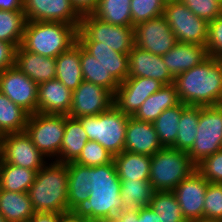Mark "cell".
Returning a JSON list of instances; mask_svg holds the SVG:
<instances>
[{"mask_svg": "<svg viewBox=\"0 0 222 222\" xmlns=\"http://www.w3.org/2000/svg\"><path fill=\"white\" fill-rule=\"evenodd\" d=\"M91 192L89 198L80 202L70 215L90 222H110L122 212L120 197L121 180L114 160L111 163L90 167Z\"/></svg>", "mask_w": 222, "mask_h": 222, "instance_id": "obj_1", "label": "cell"}, {"mask_svg": "<svg viewBox=\"0 0 222 222\" xmlns=\"http://www.w3.org/2000/svg\"><path fill=\"white\" fill-rule=\"evenodd\" d=\"M180 101L193 106L222 104V59L208 57L174 78Z\"/></svg>", "mask_w": 222, "mask_h": 222, "instance_id": "obj_2", "label": "cell"}, {"mask_svg": "<svg viewBox=\"0 0 222 222\" xmlns=\"http://www.w3.org/2000/svg\"><path fill=\"white\" fill-rule=\"evenodd\" d=\"M27 193L35 212L68 215V163H47L37 171Z\"/></svg>", "mask_w": 222, "mask_h": 222, "instance_id": "obj_3", "label": "cell"}, {"mask_svg": "<svg viewBox=\"0 0 222 222\" xmlns=\"http://www.w3.org/2000/svg\"><path fill=\"white\" fill-rule=\"evenodd\" d=\"M79 25L26 21L21 46L41 56L56 58L77 42Z\"/></svg>", "mask_w": 222, "mask_h": 222, "instance_id": "obj_4", "label": "cell"}, {"mask_svg": "<svg viewBox=\"0 0 222 222\" xmlns=\"http://www.w3.org/2000/svg\"><path fill=\"white\" fill-rule=\"evenodd\" d=\"M80 45H106L119 53H129L135 46L134 26L105 22L92 13L82 15L77 29Z\"/></svg>", "mask_w": 222, "mask_h": 222, "instance_id": "obj_5", "label": "cell"}, {"mask_svg": "<svg viewBox=\"0 0 222 222\" xmlns=\"http://www.w3.org/2000/svg\"><path fill=\"white\" fill-rule=\"evenodd\" d=\"M129 117L113 104L107 111L98 115L77 119L81 122L89 140L97 141L115 156L124 151Z\"/></svg>", "mask_w": 222, "mask_h": 222, "instance_id": "obj_6", "label": "cell"}, {"mask_svg": "<svg viewBox=\"0 0 222 222\" xmlns=\"http://www.w3.org/2000/svg\"><path fill=\"white\" fill-rule=\"evenodd\" d=\"M194 170L188 152L163 147L151 156L149 182L154 191H173Z\"/></svg>", "mask_w": 222, "mask_h": 222, "instance_id": "obj_7", "label": "cell"}, {"mask_svg": "<svg viewBox=\"0 0 222 222\" xmlns=\"http://www.w3.org/2000/svg\"><path fill=\"white\" fill-rule=\"evenodd\" d=\"M24 131L48 160H56L60 153L65 132V115L30 114Z\"/></svg>", "mask_w": 222, "mask_h": 222, "instance_id": "obj_8", "label": "cell"}, {"mask_svg": "<svg viewBox=\"0 0 222 222\" xmlns=\"http://www.w3.org/2000/svg\"><path fill=\"white\" fill-rule=\"evenodd\" d=\"M194 145L188 151L196 166L203 159L222 150V104L202 106Z\"/></svg>", "mask_w": 222, "mask_h": 222, "instance_id": "obj_9", "label": "cell"}, {"mask_svg": "<svg viewBox=\"0 0 222 222\" xmlns=\"http://www.w3.org/2000/svg\"><path fill=\"white\" fill-rule=\"evenodd\" d=\"M163 16L176 36L177 42L206 46L208 22L196 16L181 1L165 4Z\"/></svg>", "mask_w": 222, "mask_h": 222, "instance_id": "obj_10", "label": "cell"}, {"mask_svg": "<svg viewBox=\"0 0 222 222\" xmlns=\"http://www.w3.org/2000/svg\"><path fill=\"white\" fill-rule=\"evenodd\" d=\"M46 158L25 131L6 134L0 138V163H9L37 172L47 164Z\"/></svg>", "mask_w": 222, "mask_h": 222, "instance_id": "obj_11", "label": "cell"}, {"mask_svg": "<svg viewBox=\"0 0 222 222\" xmlns=\"http://www.w3.org/2000/svg\"><path fill=\"white\" fill-rule=\"evenodd\" d=\"M134 39L135 46L158 56L166 54L177 43L163 15L135 25Z\"/></svg>", "mask_w": 222, "mask_h": 222, "instance_id": "obj_12", "label": "cell"}, {"mask_svg": "<svg viewBox=\"0 0 222 222\" xmlns=\"http://www.w3.org/2000/svg\"><path fill=\"white\" fill-rule=\"evenodd\" d=\"M0 91L29 114L37 113L38 85L17 67L0 73Z\"/></svg>", "mask_w": 222, "mask_h": 222, "instance_id": "obj_13", "label": "cell"}, {"mask_svg": "<svg viewBox=\"0 0 222 222\" xmlns=\"http://www.w3.org/2000/svg\"><path fill=\"white\" fill-rule=\"evenodd\" d=\"M23 12L27 21L60 22L79 25L82 15L72 0H23Z\"/></svg>", "mask_w": 222, "mask_h": 222, "instance_id": "obj_14", "label": "cell"}, {"mask_svg": "<svg viewBox=\"0 0 222 222\" xmlns=\"http://www.w3.org/2000/svg\"><path fill=\"white\" fill-rule=\"evenodd\" d=\"M114 95L104 87L82 81L73 91L68 116L79 118L94 116L107 111L113 105Z\"/></svg>", "mask_w": 222, "mask_h": 222, "instance_id": "obj_15", "label": "cell"}, {"mask_svg": "<svg viewBox=\"0 0 222 222\" xmlns=\"http://www.w3.org/2000/svg\"><path fill=\"white\" fill-rule=\"evenodd\" d=\"M163 86L164 84L156 79L128 77L119 84L113 104L124 114L134 116L142 103Z\"/></svg>", "mask_w": 222, "mask_h": 222, "instance_id": "obj_16", "label": "cell"}, {"mask_svg": "<svg viewBox=\"0 0 222 222\" xmlns=\"http://www.w3.org/2000/svg\"><path fill=\"white\" fill-rule=\"evenodd\" d=\"M208 181L194 170L172 191L187 222L203 220L205 192Z\"/></svg>", "mask_w": 222, "mask_h": 222, "instance_id": "obj_17", "label": "cell"}, {"mask_svg": "<svg viewBox=\"0 0 222 222\" xmlns=\"http://www.w3.org/2000/svg\"><path fill=\"white\" fill-rule=\"evenodd\" d=\"M128 77H145L160 81L164 85L174 82L162 56L134 46L128 54Z\"/></svg>", "mask_w": 222, "mask_h": 222, "instance_id": "obj_18", "label": "cell"}, {"mask_svg": "<svg viewBox=\"0 0 222 222\" xmlns=\"http://www.w3.org/2000/svg\"><path fill=\"white\" fill-rule=\"evenodd\" d=\"M162 148L153 123L129 117L124 151L153 156Z\"/></svg>", "mask_w": 222, "mask_h": 222, "instance_id": "obj_19", "label": "cell"}, {"mask_svg": "<svg viewBox=\"0 0 222 222\" xmlns=\"http://www.w3.org/2000/svg\"><path fill=\"white\" fill-rule=\"evenodd\" d=\"M73 91L57 79L38 85L37 113L68 115Z\"/></svg>", "mask_w": 222, "mask_h": 222, "instance_id": "obj_20", "label": "cell"}, {"mask_svg": "<svg viewBox=\"0 0 222 222\" xmlns=\"http://www.w3.org/2000/svg\"><path fill=\"white\" fill-rule=\"evenodd\" d=\"M15 67L37 85L56 79V59L25 50L21 45L15 52Z\"/></svg>", "mask_w": 222, "mask_h": 222, "instance_id": "obj_21", "label": "cell"}, {"mask_svg": "<svg viewBox=\"0 0 222 222\" xmlns=\"http://www.w3.org/2000/svg\"><path fill=\"white\" fill-rule=\"evenodd\" d=\"M207 58L206 46L184 42H177L172 49L162 56L173 78L200 65Z\"/></svg>", "mask_w": 222, "mask_h": 222, "instance_id": "obj_22", "label": "cell"}, {"mask_svg": "<svg viewBox=\"0 0 222 222\" xmlns=\"http://www.w3.org/2000/svg\"><path fill=\"white\" fill-rule=\"evenodd\" d=\"M175 85H164L160 90L151 94L133 116L138 120L153 123L165 110L180 104Z\"/></svg>", "mask_w": 222, "mask_h": 222, "instance_id": "obj_23", "label": "cell"}, {"mask_svg": "<svg viewBox=\"0 0 222 222\" xmlns=\"http://www.w3.org/2000/svg\"><path fill=\"white\" fill-rule=\"evenodd\" d=\"M81 45L78 41L56 59V79L74 91L83 81L81 70Z\"/></svg>", "mask_w": 222, "mask_h": 222, "instance_id": "obj_24", "label": "cell"}, {"mask_svg": "<svg viewBox=\"0 0 222 222\" xmlns=\"http://www.w3.org/2000/svg\"><path fill=\"white\" fill-rule=\"evenodd\" d=\"M88 135L77 118L65 115V132L58 158L60 163L75 161L88 141Z\"/></svg>", "mask_w": 222, "mask_h": 222, "instance_id": "obj_25", "label": "cell"}, {"mask_svg": "<svg viewBox=\"0 0 222 222\" xmlns=\"http://www.w3.org/2000/svg\"><path fill=\"white\" fill-rule=\"evenodd\" d=\"M120 84L128 78L129 53H119L106 45H81Z\"/></svg>", "mask_w": 222, "mask_h": 222, "instance_id": "obj_26", "label": "cell"}, {"mask_svg": "<svg viewBox=\"0 0 222 222\" xmlns=\"http://www.w3.org/2000/svg\"><path fill=\"white\" fill-rule=\"evenodd\" d=\"M0 214L7 222H25L35 214L27 192L0 190Z\"/></svg>", "mask_w": 222, "mask_h": 222, "instance_id": "obj_27", "label": "cell"}, {"mask_svg": "<svg viewBox=\"0 0 222 222\" xmlns=\"http://www.w3.org/2000/svg\"><path fill=\"white\" fill-rule=\"evenodd\" d=\"M120 180H149L151 156L122 151L114 156Z\"/></svg>", "mask_w": 222, "mask_h": 222, "instance_id": "obj_28", "label": "cell"}, {"mask_svg": "<svg viewBox=\"0 0 222 222\" xmlns=\"http://www.w3.org/2000/svg\"><path fill=\"white\" fill-rule=\"evenodd\" d=\"M90 167L76 162L68 163V215L91 192Z\"/></svg>", "mask_w": 222, "mask_h": 222, "instance_id": "obj_29", "label": "cell"}, {"mask_svg": "<svg viewBox=\"0 0 222 222\" xmlns=\"http://www.w3.org/2000/svg\"><path fill=\"white\" fill-rule=\"evenodd\" d=\"M154 190L149 180H121L122 211L149 206Z\"/></svg>", "mask_w": 222, "mask_h": 222, "instance_id": "obj_30", "label": "cell"}, {"mask_svg": "<svg viewBox=\"0 0 222 222\" xmlns=\"http://www.w3.org/2000/svg\"><path fill=\"white\" fill-rule=\"evenodd\" d=\"M29 113L13 103L0 91V137L10 133L23 132Z\"/></svg>", "mask_w": 222, "mask_h": 222, "instance_id": "obj_31", "label": "cell"}, {"mask_svg": "<svg viewBox=\"0 0 222 222\" xmlns=\"http://www.w3.org/2000/svg\"><path fill=\"white\" fill-rule=\"evenodd\" d=\"M92 14L112 25L132 26L131 0H99Z\"/></svg>", "mask_w": 222, "mask_h": 222, "instance_id": "obj_32", "label": "cell"}, {"mask_svg": "<svg viewBox=\"0 0 222 222\" xmlns=\"http://www.w3.org/2000/svg\"><path fill=\"white\" fill-rule=\"evenodd\" d=\"M201 108L202 106L193 105L184 107L178 124L176 142L172 148L188 152L194 145Z\"/></svg>", "mask_w": 222, "mask_h": 222, "instance_id": "obj_33", "label": "cell"}, {"mask_svg": "<svg viewBox=\"0 0 222 222\" xmlns=\"http://www.w3.org/2000/svg\"><path fill=\"white\" fill-rule=\"evenodd\" d=\"M80 60L83 80L100 85L114 95L119 87V83L110 73H107L99 61L90 55L82 46Z\"/></svg>", "mask_w": 222, "mask_h": 222, "instance_id": "obj_34", "label": "cell"}, {"mask_svg": "<svg viewBox=\"0 0 222 222\" xmlns=\"http://www.w3.org/2000/svg\"><path fill=\"white\" fill-rule=\"evenodd\" d=\"M186 104L180 103L165 109L153 122L155 131L163 147H172L176 142L178 124Z\"/></svg>", "mask_w": 222, "mask_h": 222, "instance_id": "obj_35", "label": "cell"}, {"mask_svg": "<svg viewBox=\"0 0 222 222\" xmlns=\"http://www.w3.org/2000/svg\"><path fill=\"white\" fill-rule=\"evenodd\" d=\"M36 171L9 163H1V189L12 192H28L34 183Z\"/></svg>", "mask_w": 222, "mask_h": 222, "instance_id": "obj_36", "label": "cell"}, {"mask_svg": "<svg viewBox=\"0 0 222 222\" xmlns=\"http://www.w3.org/2000/svg\"><path fill=\"white\" fill-rule=\"evenodd\" d=\"M26 17L23 10H0V41L9 42L16 48L21 45Z\"/></svg>", "mask_w": 222, "mask_h": 222, "instance_id": "obj_37", "label": "cell"}, {"mask_svg": "<svg viewBox=\"0 0 222 222\" xmlns=\"http://www.w3.org/2000/svg\"><path fill=\"white\" fill-rule=\"evenodd\" d=\"M149 206L160 222H187L172 191H154Z\"/></svg>", "mask_w": 222, "mask_h": 222, "instance_id": "obj_38", "label": "cell"}, {"mask_svg": "<svg viewBox=\"0 0 222 222\" xmlns=\"http://www.w3.org/2000/svg\"><path fill=\"white\" fill-rule=\"evenodd\" d=\"M113 160L114 156L100 143L88 140L81 154L74 162L88 167H95L111 163Z\"/></svg>", "mask_w": 222, "mask_h": 222, "instance_id": "obj_39", "label": "cell"}, {"mask_svg": "<svg viewBox=\"0 0 222 222\" xmlns=\"http://www.w3.org/2000/svg\"><path fill=\"white\" fill-rule=\"evenodd\" d=\"M162 0H131L132 26L163 15Z\"/></svg>", "mask_w": 222, "mask_h": 222, "instance_id": "obj_40", "label": "cell"}, {"mask_svg": "<svg viewBox=\"0 0 222 222\" xmlns=\"http://www.w3.org/2000/svg\"><path fill=\"white\" fill-rule=\"evenodd\" d=\"M203 220L222 222V184L208 183L205 192Z\"/></svg>", "mask_w": 222, "mask_h": 222, "instance_id": "obj_41", "label": "cell"}, {"mask_svg": "<svg viewBox=\"0 0 222 222\" xmlns=\"http://www.w3.org/2000/svg\"><path fill=\"white\" fill-rule=\"evenodd\" d=\"M196 16L207 22L222 15V4L217 0H180Z\"/></svg>", "mask_w": 222, "mask_h": 222, "instance_id": "obj_42", "label": "cell"}, {"mask_svg": "<svg viewBox=\"0 0 222 222\" xmlns=\"http://www.w3.org/2000/svg\"><path fill=\"white\" fill-rule=\"evenodd\" d=\"M195 167L208 182L222 184V150L209 155Z\"/></svg>", "mask_w": 222, "mask_h": 222, "instance_id": "obj_43", "label": "cell"}, {"mask_svg": "<svg viewBox=\"0 0 222 222\" xmlns=\"http://www.w3.org/2000/svg\"><path fill=\"white\" fill-rule=\"evenodd\" d=\"M208 57L222 59V15L208 22Z\"/></svg>", "mask_w": 222, "mask_h": 222, "instance_id": "obj_44", "label": "cell"}, {"mask_svg": "<svg viewBox=\"0 0 222 222\" xmlns=\"http://www.w3.org/2000/svg\"><path fill=\"white\" fill-rule=\"evenodd\" d=\"M16 49L13 44L0 41V73L7 68L15 66Z\"/></svg>", "mask_w": 222, "mask_h": 222, "instance_id": "obj_45", "label": "cell"}, {"mask_svg": "<svg viewBox=\"0 0 222 222\" xmlns=\"http://www.w3.org/2000/svg\"><path fill=\"white\" fill-rule=\"evenodd\" d=\"M66 214L48 213V212H35L30 218L31 222H62Z\"/></svg>", "mask_w": 222, "mask_h": 222, "instance_id": "obj_46", "label": "cell"}, {"mask_svg": "<svg viewBox=\"0 0 222 222\" xmlns=\"http://www.w3.org/2000/svg\"><path fill=\"white\" fill-rule=\"evenodd\" d=\"M99 0H72V3L76 10L81 14H89L92 13Z\"/></svg>", "mask_w": 222, "mask_h": 222, "instance_id": "obj_47", "label": "cell"}, {"mask_svg": "<svg viewBox=\"0 0 222 222\" xmlns=\"http://www.w3.org/2000/svg\"><path fill=\"white\" fill-rule=\"evenodd\" d=\"M139 222H160L159 214H156L150 206L138 209Z\"/></svg>", "mask_w": 222, "mask_h": 222, "instance_id": "obj_48", "label": "cell"}, {"mask_svg": "<svg viewBox=\"0 0 222 222\" xmlns=\"http://www.w3.org/2000/svg\"><path fill=\"white\" fill-rule=\"evenodd\" d=\"M110 222H139L138 210L119 212Z\"/></svg>", "mask_w": 222, "mask_h": 222, "instance_id": "obj_49", "label": "cell"}, {"mask_svg": "<svg viewBox=\"0 0 222 222\" xmlns=\"http://www.w3.org/2000/svg\"><path fill=\"white\" fill-rule=\"evenodd\" d=\"M0 10H5V11L23 10V0H0Z\"/></svg>", "mask_w": 222, "mask_h": 222, "instance_id": "obj_50", "label": "cell"}, {"mask_svg": "<svg viewBox=\"0 0 222 222\" xmlns=\"http://www.w3.org/2000/svg\"><path fill=\"white\" fill-rule=\"evenodd\" d=\"M62 222H90L88 220H82V219H76V218H73L70 214L67 215L63 220Z\"/></svg>", "mask_w": 222, "mask_h": 222, "instance_id": "obj_51", "label": "cell"}, {"mask_svg": "<svg viewBox=\"0 0 222 222\" xmlns=\"http://www.w3.org/2000/svg\"><path fill=\"white\" fill-rule=\"evenodd\" d=\"M164 4L170 3V2H178L180 0H162Z\"/></svg>", "mask_w": 222, "mask_h": 222, "instance_id": "obj_52", "label": "cell"}, {"mask_svg": "<svg viewBox=\"0 0 222 222\" xmlns=\"http://www.w3.org/2000/svg\"><path fill=\"white\" fill-rule=\"evenodd\" d=\"M0 222H7V220L0 214Z\"/></svg>", "mask_w": 222, "mask_h": 222, "instance_id": "obj_53", "label": "cell"}, {"mask_svg": "<svg viewBox=\"0 0 222 222\" xmlns=\"http://www.w3.org/2000/svg\"><path fill=\"white\" fill-rule=\"evenodd\" d=\"M192 222H217V221L198 220V221H192Z\"/></svg>", "mask_w": 222, "mask_h": 222, "instance_id": "obj_54", "label": "cell"}, {"mask_svg": "<svg viewBox=\"0 0 222 222\" xmlns=\"http://www.w3.org/2000/svg\"><path fill=\"white\" fill-rule=\"evenodd\" d=\"M0 176H1V163H0ZM0 190H1V182H0Z\"/></svg>", "mask_w": 222, "mask_h": 222, "instance_id": "obj_55", "label": "cell"}]
</instances>
